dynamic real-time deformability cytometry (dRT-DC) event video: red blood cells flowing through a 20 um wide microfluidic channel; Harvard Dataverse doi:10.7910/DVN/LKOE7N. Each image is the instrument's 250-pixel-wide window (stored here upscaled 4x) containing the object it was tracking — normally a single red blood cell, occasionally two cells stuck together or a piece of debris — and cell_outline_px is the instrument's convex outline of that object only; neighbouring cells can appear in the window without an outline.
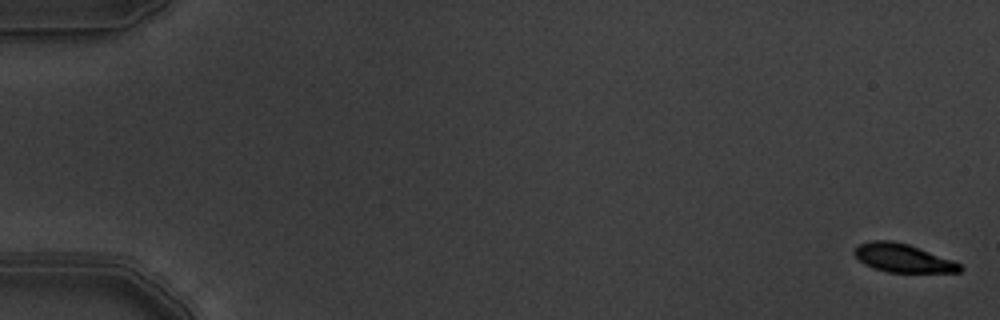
{"species": "common noctule bat (a hibernating species)", "species_latin": "Nyctalus noctula", "temperature_condition": "warm", "stored_images_in_passage": 5, "camera_frame_rate_fps": 3000, "um_per_image_px": 0.085, "animal": {"sex": "male", "body_mass_g": 19.5, "forearm_length_mm": 54.6}, "frame": {"image": 1, "passage_image": 1, "time_ms": 0.0, "image_size_px": [1000, 320], "cell_outline_px": [[964, 268], [960, 272], [888, 272], [872, 268], [864, 264], [852, 252], [860, 244], [872, 240], [892, 240], [908, 244], [952, 260], [960, 264]], "centroid_in_image_um": [76.73, 21.93], "position_along_channel_um": 8.3, "area_um2": 17.34}}
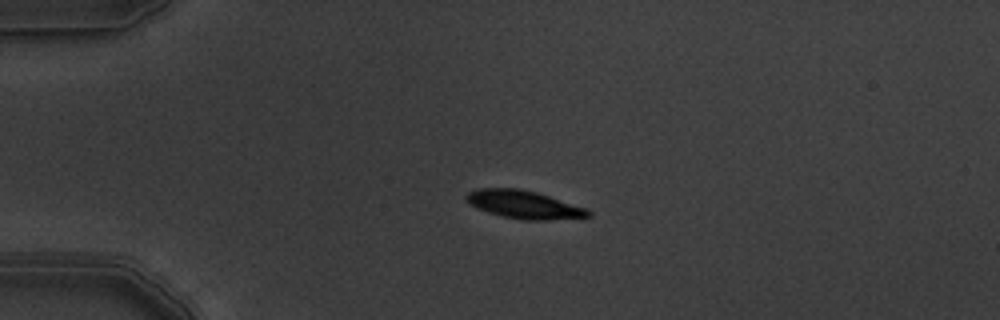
{"frame": {"image": 2, "passage_image": 5, "time_ms": 1.333, "image_size_px": [1000, 320], "cell_outline_px": [[592, 216], [548, 220], [524, 220], [504, 216], [488, 212], [468, 204], [464, 196], [468, 192], [476, 188], [520, 188], [536, 192], [588, 208], [592, 212]], "centroid_in_image_um": [44.54, 17.38], "position_along_channel_um": 40.5, "area_um2": 20.0}}